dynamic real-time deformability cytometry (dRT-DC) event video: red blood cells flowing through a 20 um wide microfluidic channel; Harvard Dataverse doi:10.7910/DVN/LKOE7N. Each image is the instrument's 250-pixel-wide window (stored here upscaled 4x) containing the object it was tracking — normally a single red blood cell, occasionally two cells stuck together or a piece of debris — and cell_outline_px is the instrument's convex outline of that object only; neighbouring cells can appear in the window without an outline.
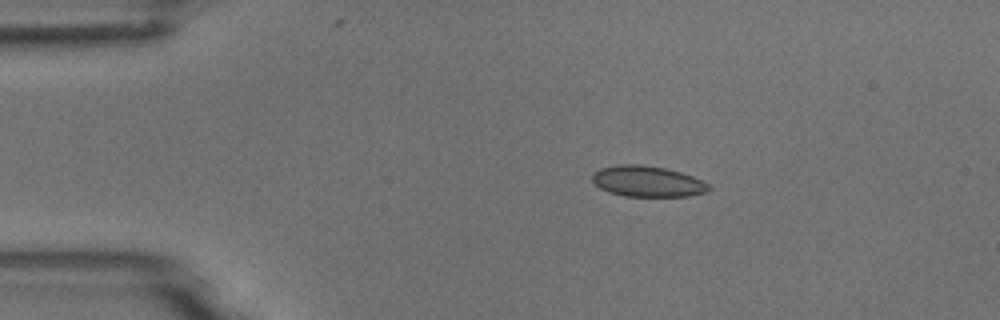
{"species": "common noctule bat (a hibernating species)", "species_latin": "Nyctalus noctula", "temperature_condition": "room temperature", "stored_images_in_passage": 4, "camera_frame_rate_fps": 3000, "um_per_image_px": 0.085, "animal": {"sex": "male", "body_mass_g": 18.8}, "frame": {"image": 1, "passage_image": 2, "time_ms": 0.333, "image_size_px": [1000, 320], "cell_outline_px": [[712, 188], [708, 192], [688, 196], [624, 196], [608, 192], [600, 188], [592, 180], [592, 172], [600, 168], [620, 164], [640, 164], [664, 168], [680, 172], [692, 176], [708, 184]], "centroid_in_image_um": [55.02, 15.42], "position_along_channel_um": 30.0, "area_um2": 20.98}}
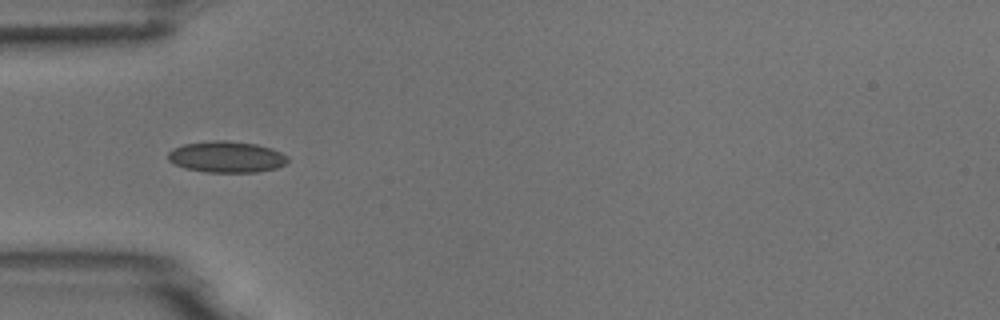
{"frame": {"image": 2, "passage_image": 4, "time_ms": 1.0, "image_size_px": [1000, 320], "cell_outline_px": [[288, 164], [276, 168], [256, 172], [204, 172], [184, 168], [168, 160], [168, 152], [172, 148], [184, 144], [212, 140], [228, 140], [256, 144], [272, 148], [288, 156]], "centroid_in_image_um": [19.27, 13.33], "position_along_channel_um": 65.7, "area_um2": 22.02}}